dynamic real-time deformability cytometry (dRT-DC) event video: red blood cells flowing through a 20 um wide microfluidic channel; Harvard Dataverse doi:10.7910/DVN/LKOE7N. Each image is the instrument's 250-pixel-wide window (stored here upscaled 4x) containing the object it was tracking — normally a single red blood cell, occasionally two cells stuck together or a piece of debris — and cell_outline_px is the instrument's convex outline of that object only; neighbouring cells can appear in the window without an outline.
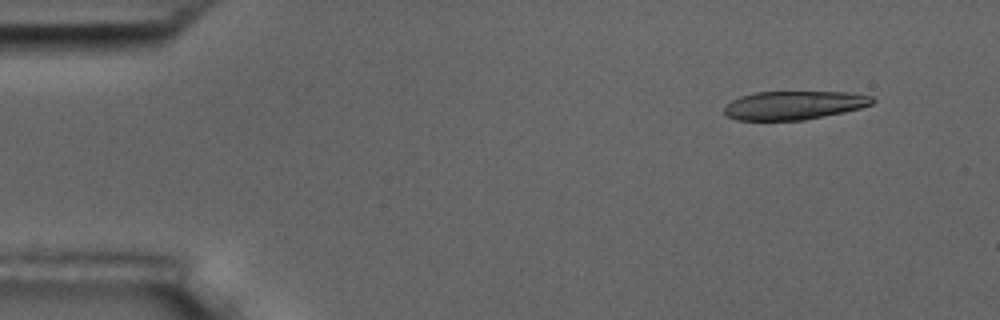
{"species": "common noctule bat (a hibernating species)", "species_latin": "Nyctalus noctula", "temperature_condition": "room temperature", "stored_images_in_passage": 4, "camera_frame_rate_fps": 3000, "um_per_image_px": 0.085, "animal": {"sex": "male", "body_mass_g": 17.5, "forearm_length_mm": 52.3}, "frame": {"image": 1, "passage_image": 1, "time_ms": 0.0, "image_size_px": [1000, 320], "cell_outline_px": [[876, 100], [872, 104], [860, 108], [844, 112], [804, 120], [736, 120], [728, 116], [724, 112], [724, 108], [732, 100], [740, 96], [756, 92], [848, 92], [872, 96]], "centroid_in_image_um": [67.5, 8.94], "position_along_channel_um": 17.5, "area_um2": 24.62}}
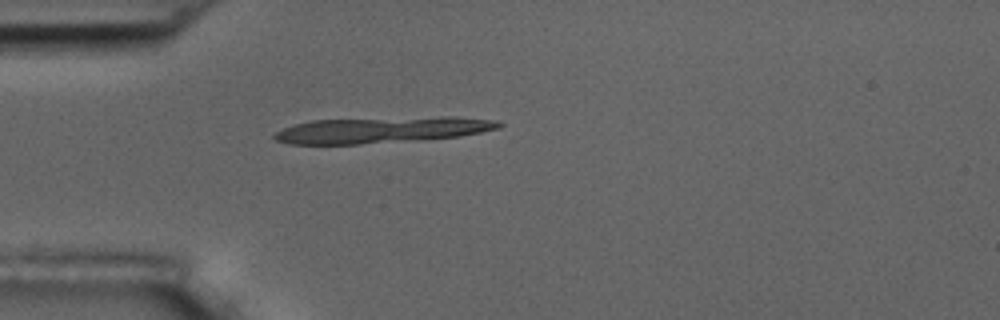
{"frame": {"image": 2, "passage_image": 4, "time_ms": 3.333, "image_size_px": [1000, 320], "cell_outline_px": [[504, 124], [500, 128], [460, 136], [424, 140], [360, 144], [288, 144], [276, 140], [272, 136], [276, 132], [284, 128], [296, 124], [312, 120], [440, 116], [456, 116], [496, 120]], "centroid_in_image_um": [32.51, 11.04], "position_along_channel_um": 52.5, "area_um2": 34.45}}